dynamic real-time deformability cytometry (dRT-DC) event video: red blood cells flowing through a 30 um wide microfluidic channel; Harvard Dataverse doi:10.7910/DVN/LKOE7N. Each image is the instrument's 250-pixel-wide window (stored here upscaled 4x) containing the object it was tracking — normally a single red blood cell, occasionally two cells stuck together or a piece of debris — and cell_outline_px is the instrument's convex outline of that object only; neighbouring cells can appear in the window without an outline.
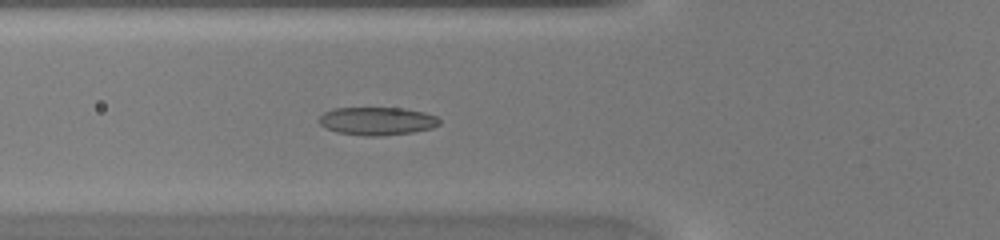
{"species": "common noctule bat (a hibernating species)", "species_latin": "Nyctalus noctula", "temperature_condition": "warm", "stored_images_in_passage": 46, "camera_frame_rate_fps": 3000, "um_per_image_px": 0.085, "animal": {"sex": "female", "body_mass_g": 20.0, "forearm_length_mm": 54.0}, "frame": {"image": 1, "passage_image": 17, "time_ms": 5.333, "image_size_px": [1000, 240], "cell_outline_px": [[440, 124], [432, 128], [412, 132], [380, 136], [364, 136], [336, 132], [324, 128], [316, 120], [324, 112], [332, 108], [404, 108], [424, 112], [436, 116], [440, 120]], "centroid_in_image_um": [32.01, 10.29], "position_along_channel_um": 93.8, "area_um2": 19.88}}
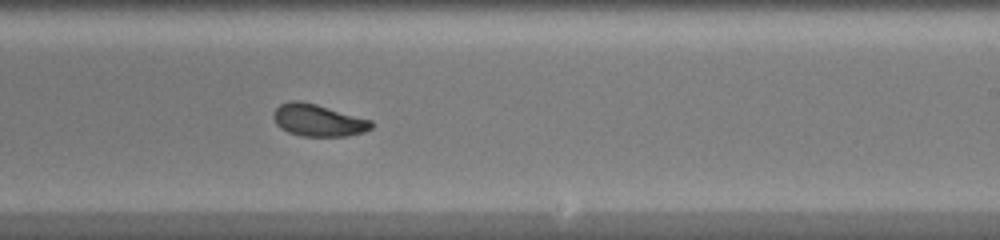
{"frame": {"image": 2, "passage_image": 28, "time_ms": 9.0, "image_size_px": [1000, 240], "cell_outline_px": [[372, 128], [364, 132], [348, 136], [300, 136], [288, 132], [280, 128], [276, 124], [272, 116], [272, 112], [280, 104], [292, 100], [300, 100], [316, 104], [372, 120]], "centroid_in_image_um": [27.01, 10.22], "position_along_channel_um": 262.0, "area_um2": 18.44}}
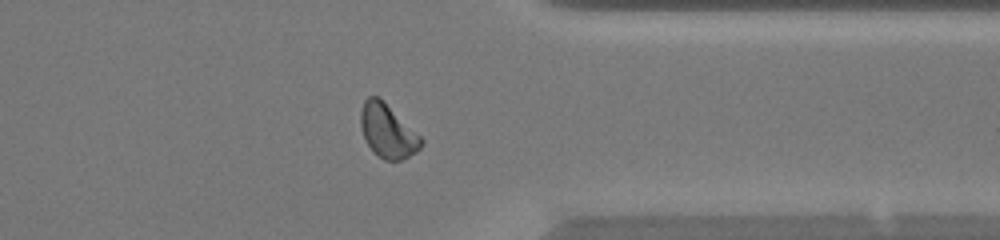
{"frame": {"image": 3, "passage_image": 36, "time_ms": 11.667, "image_size_px": [1000, 240], "cell_outline_px": [[424, 144], [416, 152], [400, 160], [384, 160], [372, 152], [364, 136], [360, 124], [360, 112], [364, 100], [368, 96], [380, 96], [424, 140]], "centroid_in_image_um": [32.94, 11.12], "position_along_channel_um": 378.5, "area_um2": 18.96}}